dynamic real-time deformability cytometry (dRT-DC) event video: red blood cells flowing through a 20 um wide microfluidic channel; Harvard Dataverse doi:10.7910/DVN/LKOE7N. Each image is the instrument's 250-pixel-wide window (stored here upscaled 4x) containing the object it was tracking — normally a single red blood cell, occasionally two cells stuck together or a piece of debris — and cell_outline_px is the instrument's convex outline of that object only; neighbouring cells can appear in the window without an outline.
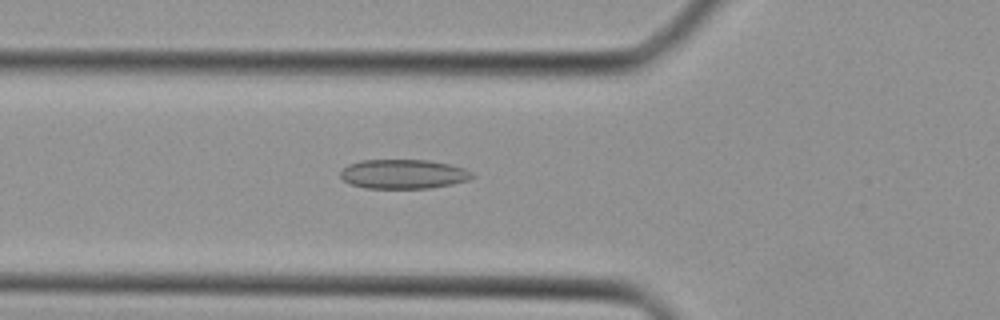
{"species": "Egyptian fruit bat (a non-hibernating species)", "species_latin": "Rousettus aegyptiacus", "temperature_condition": "cold", "stored_images_in_passage": 39, "camera_frame_rate_fps": 3000, "um_per_image_px": 0.085, "animal": {"sex": "female"}, "frame": {"image": 1, "passage_image": 14, "time_ms": 4.333, "image_size_px": [1000, 320], "cell_outline_px": [[476, 176], [468, 180], [452, 184], [432, 188], [364, 188], [348, 184], [340, 176], [340, 172], [348, 164], [360, 160], [428, 160], [448, 164], [464, 168], [472, 172]], "centroid_in_image_um": [34.28, 14.8], "position_along_channel_um": 91.5, "area_um2": 22.66}}
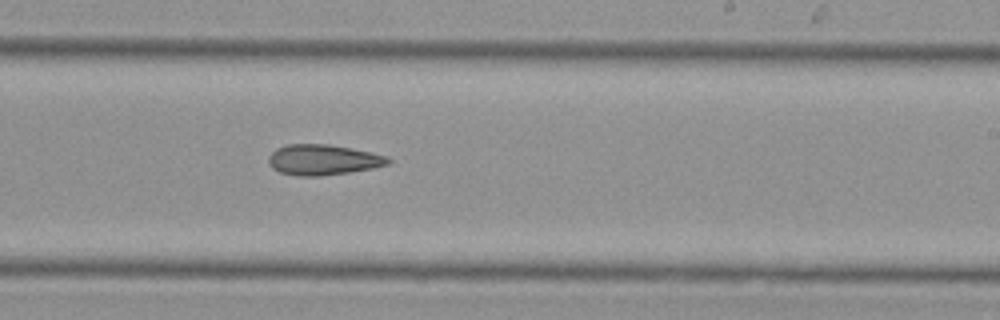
{"frame": {"image": 2, "passage_image": 24, "time_ms": 7.667, "image_size_px": [1000, 320], "cell_outline_px": [[392, 160], [388, 164], [372, 168], [348, 172], [320, 176], [300, 176], [280, 172], [272, 168], [268, 164], [268, 156], [276, 148], [288, 144], [328, 144], [352, 148], [388, 156]], "centroid_in_image_um": [27.44, 13.57], "position_along_channel_um": 261.6, "area_um2": 21.27}}
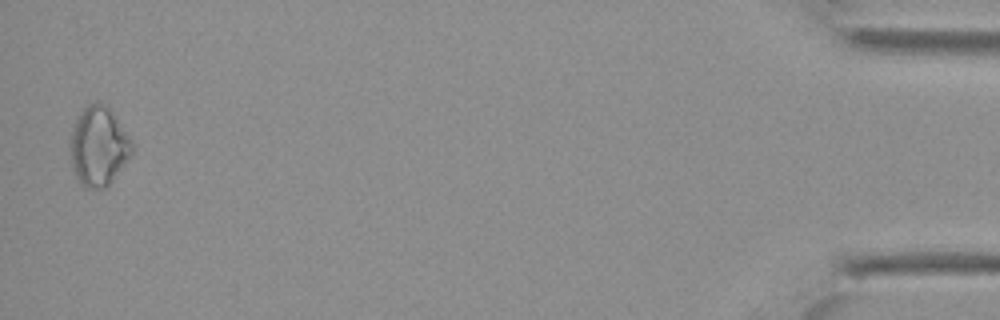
{"frame": {"image": 3, "passage_image": 39, "time_ms": 12.667, "image_size_px": [1000, 320], "cell_outline_px": [[132, 152], [112, 180], [104, 188], [84, 188], [80, 184], [72, 168], [72, 128], [76, 116], [88, 104], [100, 104], [112, 116], [132, 140]], "centroid_in_image_um": [8.34, 12.5], "position_along_channel_um": 426.9, "area_um2": 27.22}}